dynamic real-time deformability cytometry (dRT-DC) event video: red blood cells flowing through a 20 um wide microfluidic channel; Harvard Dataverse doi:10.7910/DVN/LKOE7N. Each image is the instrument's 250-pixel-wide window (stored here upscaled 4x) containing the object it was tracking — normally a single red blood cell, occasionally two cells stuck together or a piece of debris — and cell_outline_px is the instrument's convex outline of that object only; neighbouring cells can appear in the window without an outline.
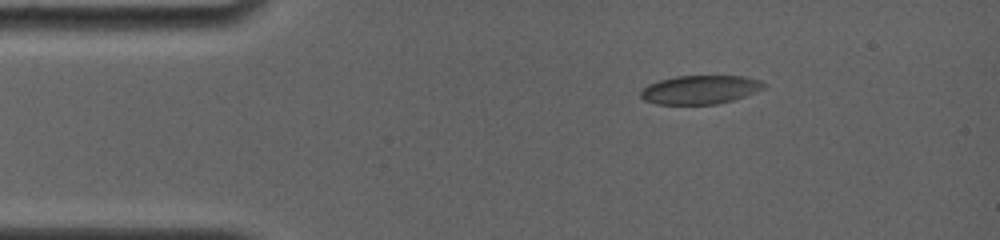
{"species": "common noctule bat (a hibernating species)", "species_latin": "Nyctalus noctula", "temperature_condition": "room temperature", "stored_images_in_passage": 46, "camera_frame_rate_fps": 4000, "um_per_image_px": 0.085, "animal": {"sex": "female", "body_mass_g": 19.0, "forearm_length_mm": 56.7}, "frame": {"image": 1, "passage_image": 1, "time_ms": 0.0, "image_size_px": [1000, 240], "cell_outline_px": [[764, 88], [744, 96], [732, 100], [716, 104], [656, 104], [644, 100], [640, 96], [640, 92], [648, 84], [660, 80], [676, 76], [744, 76], [760, 80], [764, 84]], "centroid_in_image_um": [59.48, 7.62], "position_along_channel_um": 25.5, "area_um2": 20.4}}
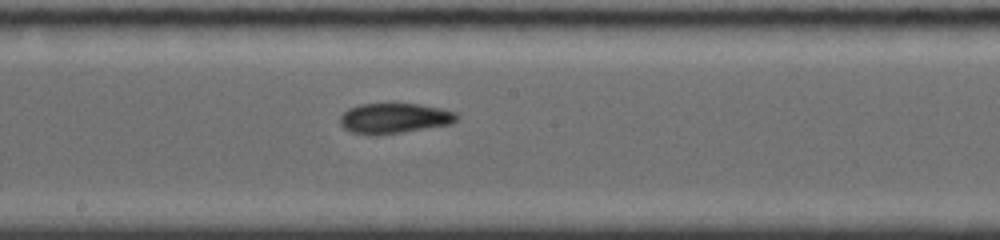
{"frame": {"image": 2, "passage_image": 26, "time_ms": 6.25, "image_size_px": [1000, 240], "cell_outline_px": [[460, 116], [452, 124], [400, 132], [352, 132], [344, 128], [340, 124], [340, 116], [348, 108], [360, 104], [420, 104], [440, 108], [456, 112]], "centroid_in_image_um": [33.57, 10.01], "position_along_channel_um": 214.6, "area_um2": 19.88}}
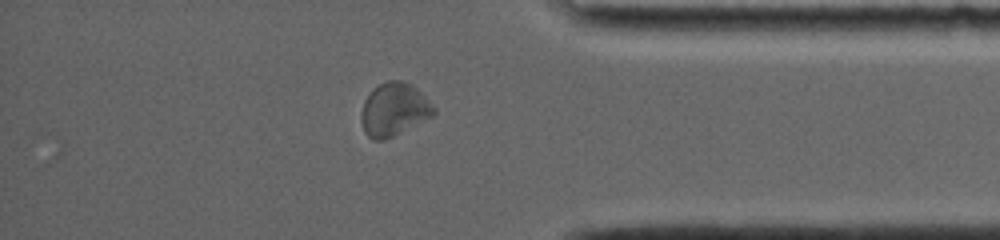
{"frame": {"image": 3, "passage_image": 46, "time_ms": 11.25, "image_size_px": [1000, 240], "cell_outline_px": [[436, 112], [432, 116], [384, 140], [372, 140], [364, 132], [360, 120], [360, 116], [364, 100], [380, 84], [388, 80], [400, 80], [412, 84], [436, 108]], "centroid_in_image_um": [33.47, 9.31], "position_along_channel_um": 401.7, "area_um2": 22.14}, "authors_computed_cell_mechanics": {"area_um2": 20.7502, "velocity_mm_per_s": 3.8705, "shape_relaxation_time_tau1_ms": null, "shape_relaxation_time_tau2_ms": 7.0424, "deformation_change_tau1": null, "deformation_change_tau2": 0.1101}}